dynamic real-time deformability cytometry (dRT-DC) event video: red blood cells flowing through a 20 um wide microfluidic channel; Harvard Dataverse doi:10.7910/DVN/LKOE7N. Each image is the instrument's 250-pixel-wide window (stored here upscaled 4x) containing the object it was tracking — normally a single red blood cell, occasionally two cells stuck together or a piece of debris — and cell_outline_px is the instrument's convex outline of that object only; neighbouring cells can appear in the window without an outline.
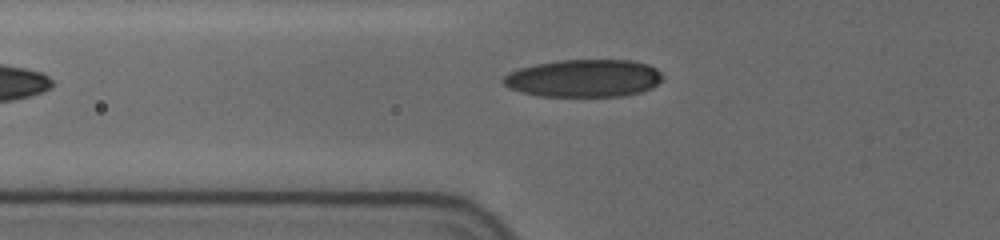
{"species": "human", "species_latin": "Homo sapiens", "temperature_condition": "cold", "stored_images_in_passage": 8, "camera_frame_rate_fps": 3000, "um_per_image_px": 0.085, "donor": {"sex": "female"}, "frame": {"image": 1, "passage_image": 8, "time_ms": 8.0, "image_size_px": [1000, 240], "cell_outline_px": [[664, 76], [652, 88], [640, 92], [620, 96], [540, 96], [524, 92], [512, 88], [504, 84], [500, 80], [508, 72], [520, 68], [536, 64], [556, 60], [632, 60], [648, 64], [656, 68]], "centroid_in_image_um": [49.64, 6.64], "position_along_channel_um": 76.2, "area_um2": 34.85}}